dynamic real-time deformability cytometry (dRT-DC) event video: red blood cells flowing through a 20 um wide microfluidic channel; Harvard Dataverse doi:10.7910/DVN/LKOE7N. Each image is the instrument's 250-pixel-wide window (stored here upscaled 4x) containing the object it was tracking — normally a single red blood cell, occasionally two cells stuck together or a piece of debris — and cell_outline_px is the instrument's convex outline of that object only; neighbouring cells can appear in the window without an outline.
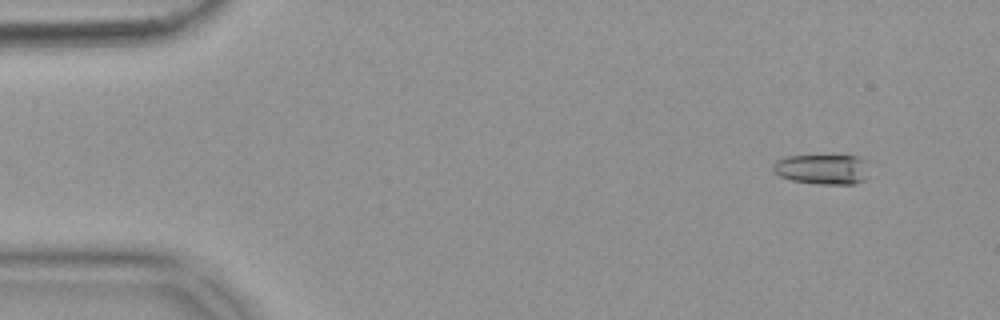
{"species": "common noctule bat (a hibernating species)", "species_latin": "Nyctalus noctula", "temperature_condition": "warm", "stored_images_in_passage": 50, "camera_frame_rate_fps": 3000, "um_per_image_px": 0.085, "animal": {"sex": "female", "body_mass_g": 18.4}, "frame": {"image": 1, "passage_image": 2, "time_ms": 0.333, "image_size_px": [1000, 320], "cell_outline_px": [[860, 180], [852, 184], [824, 184], [792, 180], [780, 176], [772, 168], [780, 160], [788, 156], [856, 156], [860, 160]], "centroid_in_image_um": [69.72, 14.39], "position_along_channel_um": 15.3, "area_um2": 15.37}}
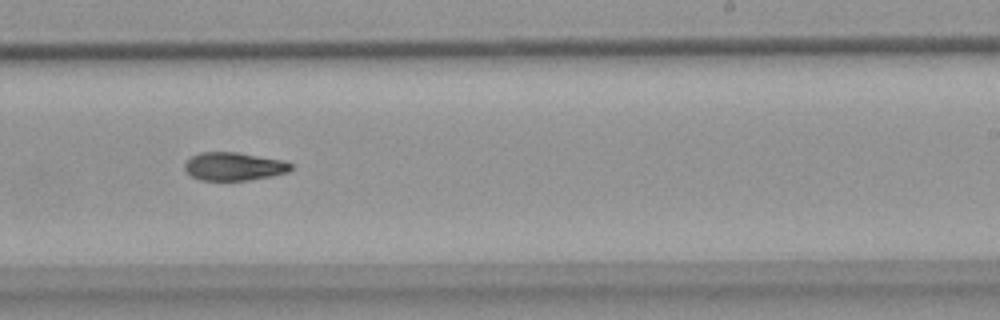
{"frame": {"image": 2, "passage_image": 30, "time_ms": 9.667, "image_size_px": [1000, 320], "cell_outline_px": [[292, 168], [288, 172], [248, 180], [200, 180], [192, 176], [184, 168], [184, 164], [192, 156], [200, 152], [236, 152], [284, 160], [292, 164]], "centroid_in_image_um": [19.88, 14.14], "position_along_channel_um": 269.1, "area_um2": 17.28}}
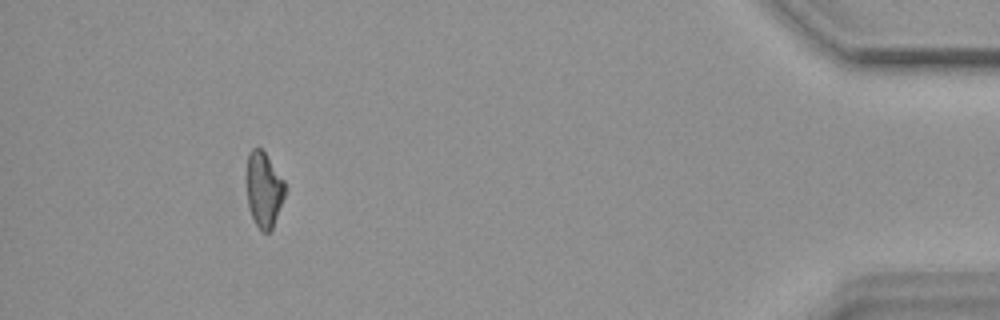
{"frame": {"image": 3, "passage_image": 46, "time_ms": 15.0, "image_size_px": [1000, 320], "cell_outline_px": [[288, 188], [272, 228], [268, 232], [264, 232], [256, 224], [252, 216], [248, 204], [248, 156], [252, 148], [260, 148], [264, 152], [284, 180]], "centroid_in_image_um": [22.47, 16.12], "position_along_channel_um": 412.7, "area_um2": 16.42}}